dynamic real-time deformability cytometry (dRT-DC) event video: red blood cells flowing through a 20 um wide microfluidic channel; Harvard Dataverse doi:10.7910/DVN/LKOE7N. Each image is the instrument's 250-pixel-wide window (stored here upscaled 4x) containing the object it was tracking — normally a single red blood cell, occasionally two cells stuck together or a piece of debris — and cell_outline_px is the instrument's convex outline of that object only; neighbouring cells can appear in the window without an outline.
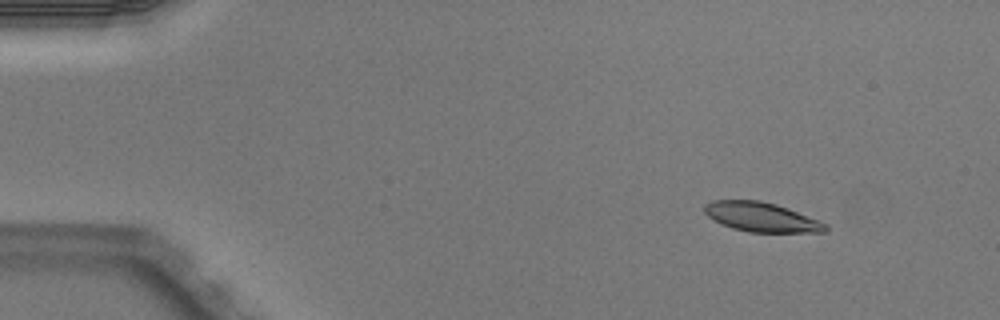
{"species": "Egyptian fruit bat (a non-hibernating species)", "species_latin": "Rousettus aegyptiacus", "temperature_condition": "warm", "stored_images_in_passage": 6, "camera_frame_rate_fps": 3000, "um_per_image_px": 0.085, "animal": {"sex": "male"}, "frame": {"image": 1, "passage_image": 2, "time_ms": 0.333, "image_size_px": [1000, 320], "cell_outline_px": [[828, 232], [748, 232], [732, 228], [720, 224], [708, 216], [704, 212], [704, 204], [712, 200], [760, 200], [776, 204], [788, 208], [828, 224]], "centroid_in_image_um": [64.71, 18.45], "position_along_channel_um": 20.3, "area_um2": 20.87}}
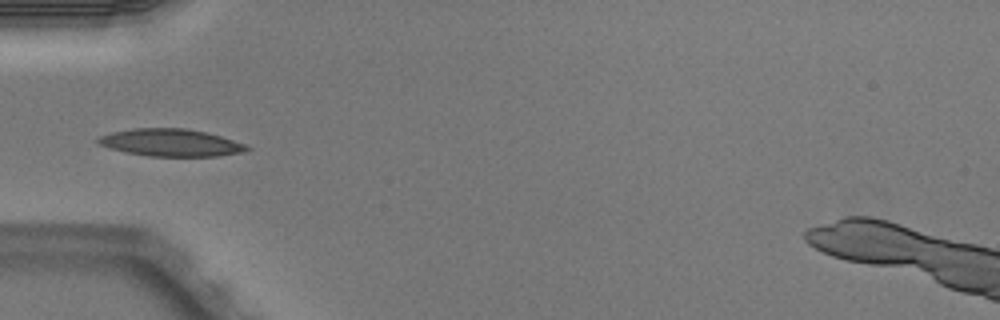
{"frame": {"image": 2, "passage_image": 5, "time_ms": 1.333, "image_size_px": [1000, 320], "cell_outline_px": [[252, 148], [240, 152], [220, 156], [148, 156], [128, 152], [112, 148], [100, 144], [96, 140], [100, 136], [112, 132], [132, 128], [184, 128], [204, 132], [220, 136], [248, 144]], "centroid_in_image_um": [14.56, 12.12], "position_along_channel_um": 70.4, "area_um2": 23.47}}